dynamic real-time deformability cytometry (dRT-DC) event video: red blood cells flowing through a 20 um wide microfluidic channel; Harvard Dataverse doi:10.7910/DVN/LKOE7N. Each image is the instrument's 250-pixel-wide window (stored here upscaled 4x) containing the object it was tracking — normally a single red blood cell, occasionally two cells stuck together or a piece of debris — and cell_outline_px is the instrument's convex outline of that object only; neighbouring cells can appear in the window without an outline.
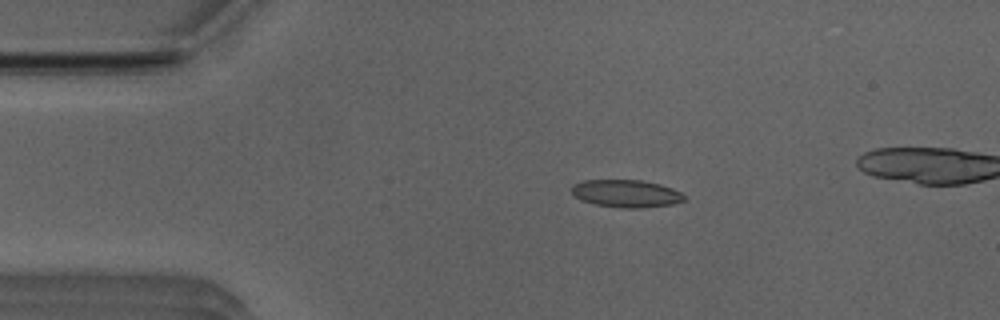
{"species": "Egyptian fruit bat (a non-hibernating species)", "species_latin": "Rousettus aegyptiacus", "temperature_condition": "room temperature", "stored_images_in_passage": 18, "camera_frame_rate_fps": 3000, "um_per_image_px": 0.085, "animal": {"sex": "male"}, "frame": {"image": 1, "passage_image": 6, "time_ms": 1.667, "image_size_px": [1000, 320], "cell_outline_px": [[684, 200], [672, 204], [644, 208], [620, 208], [596, 204], [580, 200], [572, 192], [572, 184], [584, 180], [640, 180], [660, 184], [672, 188], [680, 192], [684, 196]], "centroid_in_image_um": [53.21, 16.45], "position_along_channel_um": 31.8, "area_um2": 18.03}}